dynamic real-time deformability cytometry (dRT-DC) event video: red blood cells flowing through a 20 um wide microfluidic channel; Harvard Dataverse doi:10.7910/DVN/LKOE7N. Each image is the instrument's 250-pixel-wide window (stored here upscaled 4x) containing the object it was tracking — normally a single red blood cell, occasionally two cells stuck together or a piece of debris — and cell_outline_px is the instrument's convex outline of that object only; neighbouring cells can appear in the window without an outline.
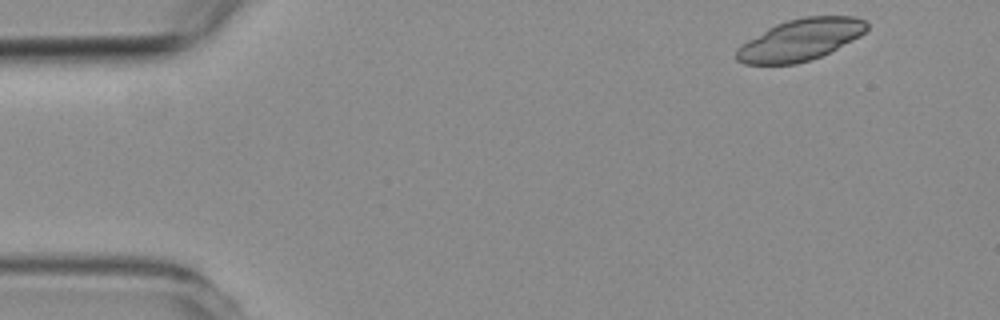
{"species": "common noctule bat (a hibernating species)", "species_latin": "Nyctalus noctula", "temperature_condition": "room temperature", "stored_images_in_passage": 3, "camera_frame_rate_fps": 3000, "um_per_image_px": 0.085, "animal": {"sex": "female", "body_mass_g": 19.3, "forearm_length_mm": 54.1}, "frame": {"image": 1, "passage_image": 1, "time_ms": 0.0, "image_size_px": [1000, 320], "cell_outline_px": [[868, 28], [860, 36], [820, 56], [796, 64], [744, 64], [736, 60], [736, 48], [748, 40], [768, 28], [776, 24], [788, 20], [804, 16], [856, 16], [864, 20], [868, 24]], "centroid_in_image_um": [68.02, 3.37], "position_along_channel_um": 17.0, "area_um2": 31.27}}